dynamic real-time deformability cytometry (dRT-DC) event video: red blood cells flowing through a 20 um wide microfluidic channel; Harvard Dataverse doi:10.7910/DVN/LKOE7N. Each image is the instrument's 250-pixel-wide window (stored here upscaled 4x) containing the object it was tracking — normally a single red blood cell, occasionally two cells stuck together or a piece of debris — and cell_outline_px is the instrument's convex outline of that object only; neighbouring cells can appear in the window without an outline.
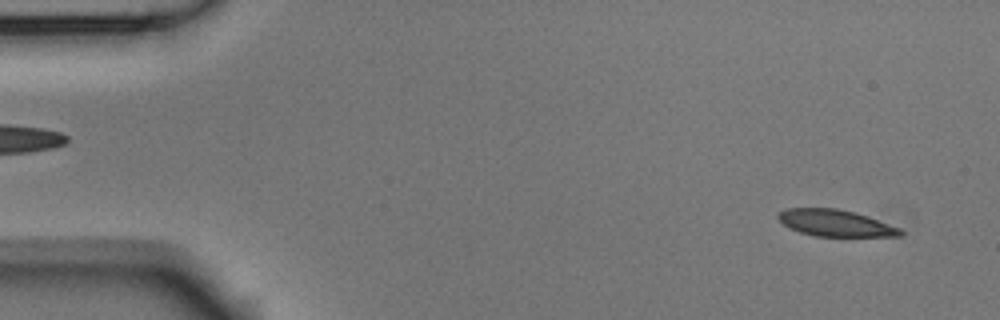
{"species": "Egyptian fruit bat (a non-hibernating species)", "species_latin": "Rousettus aegyptiacus", "temperature_condition": "room temperature", "stored_images_in_passage": 3, "segment_of_instrument_passage": [2, 2], "camera_frame_rate_fps": 3000, "um_per_image_px": 0.085, "animal": {"sex": "male"}, "frame": {"image": 1, "passage_image": 3, "time_ms": 0.667, "image_size_px": [1000, 320], "cell_outline_px": [[904, 236], [816, 236], [800, 232], [784, 224], [776, 216], [780, 212], [788, 208], [836, 208], [856, 212], [868, 216], [900, 228], [904, 232]], "centroid_in_image_um": [71.05, 18.95], "position_along_channel_um": 13.9, "area_um2": 18.84}}